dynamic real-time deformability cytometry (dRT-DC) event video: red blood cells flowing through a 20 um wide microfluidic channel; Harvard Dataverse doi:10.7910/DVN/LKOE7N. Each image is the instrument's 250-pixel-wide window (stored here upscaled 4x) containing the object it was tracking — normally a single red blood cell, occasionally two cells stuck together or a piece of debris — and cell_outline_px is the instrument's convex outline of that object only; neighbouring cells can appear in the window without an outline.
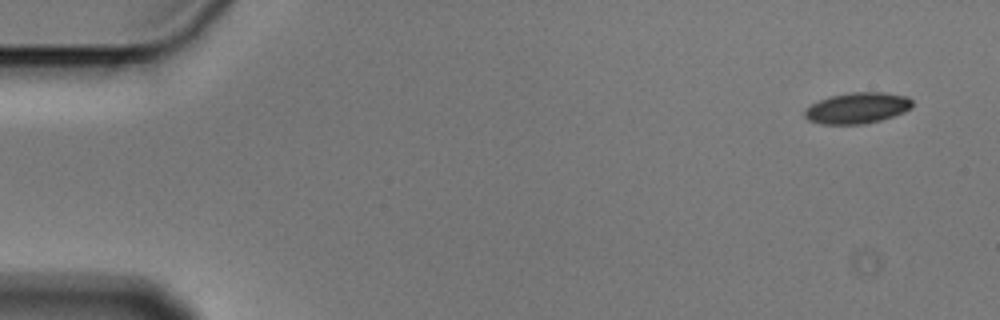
{"species": "Egyptian fruit bat (a non-hibernating species)", "species_latin": "Rousettus aegyptiacus", "temperature_condition": "cold", "stored_images_in_passage": 7, "camera_frame_rate_fps": 3000, "um_per_image_px": 0.085, "animal": {"sex": "male"}, "frame": {"image": 1, "passage_image": 1, "time_ms": 0.0, "image_size_px": [1000, 320], "cell_outline_px": [[912, 108], [904, 112], [880, 120], [864, 124], [820, 124], [808, 120], [804, 116], [804, 108], [828, 96], [852, 92], [884, 92], [908, 96], [912, 100]], "centroid_in_image_um": [72.86, 9.17], "position_along_channel_um": 12.1, "area_um2": 19.59}}
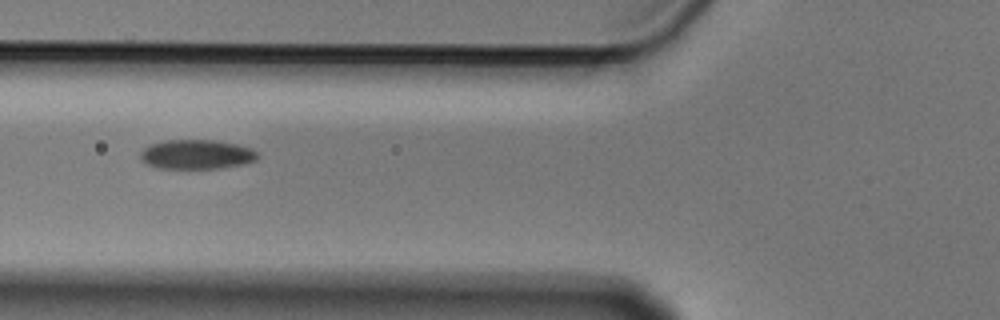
{"frame": {"image": 2, "passage_image": 6, "time_ms": 1.667, "image_size_px": [1000, 320], "cell_outline_px": [[260, 156], [256, 160], [244, 164], [224, 168], [156, 168], [144, 164], [140, 160], [140, 152], [144, 148], [152, 144], [164, 140], [216, 140], [236, 144], [252, 148], [260, 152]], "centroid_in_image_um": [16.73, 13.13], "position_along_channel_um": 109.1, "area_um2": 20.46}}
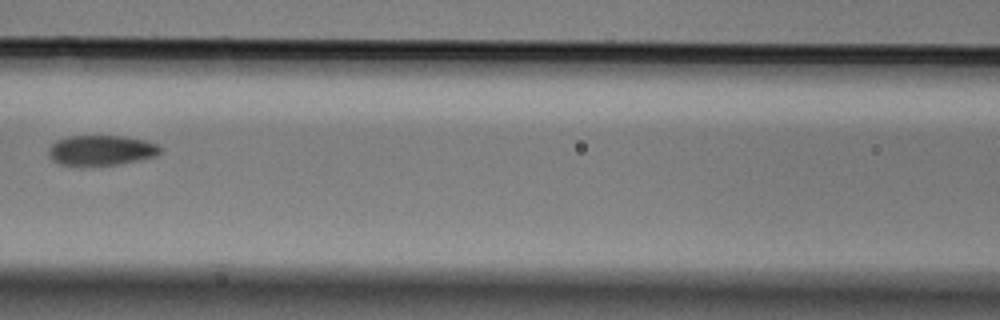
{"frame": {"image": 3, "passage_image": 7, "time_ms": 2.0, "image_size_px": [1000, 320], "cell_outline_px": [[160, 152], [156, 156], [140, 160], [120, 164], [80, 168], [60, 164], [52, 160], [48, 156], [48, 148], [56, 140], [68, 136], [124, 136], [144, 140], [160, 144]], "centroid_in_image_um": [8.56, 12.81], "position_along_channel_um": 158.0, "area_um2": 20.35}}